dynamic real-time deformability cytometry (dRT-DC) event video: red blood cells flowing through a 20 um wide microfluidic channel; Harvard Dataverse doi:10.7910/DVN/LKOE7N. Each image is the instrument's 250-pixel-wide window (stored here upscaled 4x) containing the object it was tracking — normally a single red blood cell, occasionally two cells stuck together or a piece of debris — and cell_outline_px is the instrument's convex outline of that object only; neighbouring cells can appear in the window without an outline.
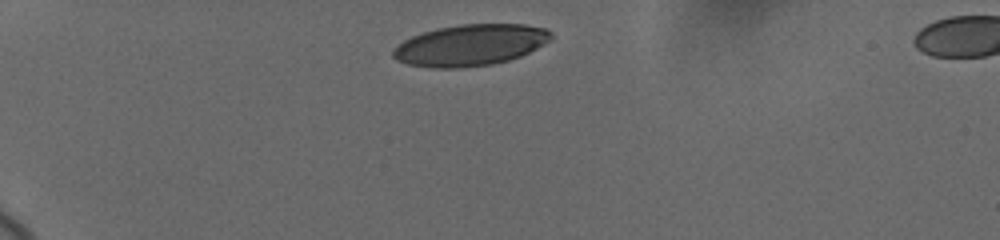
{"species": "human", "species_latin": "Homo sapiens", "temperature_condition": "cold", "stored_images_in_passage": 5, "camera_frame_rate_fps": 3000, "um_per_image_px": 0.085, "donor": {"sex": "female"}, "frame": {"image": 1, "passage_image": 1, "time_ms": 0.0, "image_size_px": [1000, 240], "cell_outline_px": [[552, 40], [520, 56], [508, 60], [492, 64], [460, 68], [432, 68], [408, 64], [396, 60], [392, 56], [392, 52], [396, 44], [412, 36], [424, 32], [440, 28], [460, 24], [524, 24], [548, 28], [552, 32]], "centroid_in_image_um": [39.98, 3.83], "position_along_channel_um": 45.0, "area_um2": 38.15}}
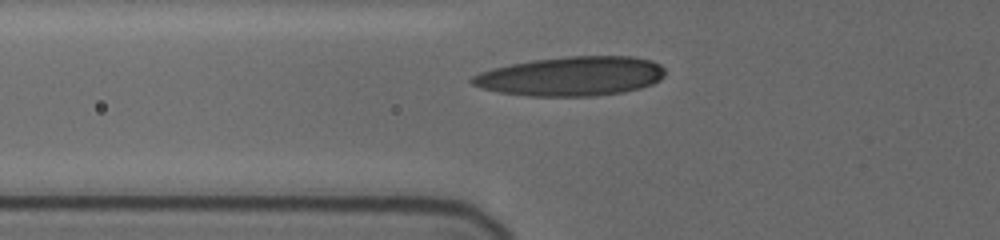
{"frame": {"image": 2, "passage_image": 4, "time_ms": 2.333, "image_size_px": [1000, 240], "cell_outline_px": [[664, 76], [660, 80], [652, 84], [640, 88], [624, 92], [596, 96], [528, 96], [500, 92], [480, 88], [472, 84], [468, 80], [472, 76], [480, 72], [492, 68], [508, 64], [532, 60], [568, 56], [632, 56], [652, 60], [660, 64], [664, 68]], "centroid_in_image_um": [48.55, 6.48], "position_along_channel_um": 77.3, "area_um2": 44.56}}
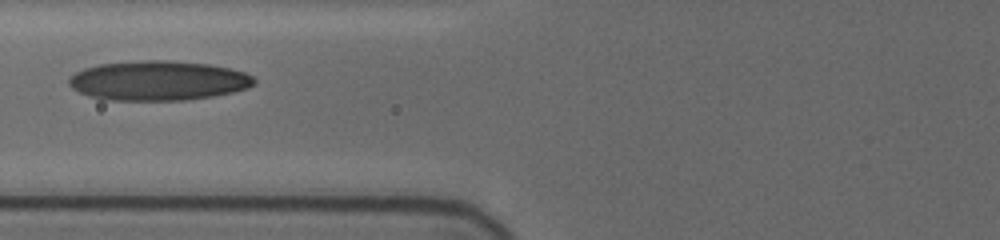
{"frame": {"image": 3, "passage_image": 5, "time_ms": 3.333, "image_size_px": [1000, 240], "cell_outline_px": [[256, 84], [248, 88], [232, 92], [212, 96], [184, 100], [112, 100], [92, 96], [80, 92], [72, 88], [68, 84], [68, 76], [84, 68], [96, 64], [136, 60], [168, 60], [208, 64], [232, 68], [244, 72], [252, 76], [256, 80]], "centroid_in_image_um": [13.45, 6.84], "position_along_channel_um": 112.4, "area_um2": 43.0}}